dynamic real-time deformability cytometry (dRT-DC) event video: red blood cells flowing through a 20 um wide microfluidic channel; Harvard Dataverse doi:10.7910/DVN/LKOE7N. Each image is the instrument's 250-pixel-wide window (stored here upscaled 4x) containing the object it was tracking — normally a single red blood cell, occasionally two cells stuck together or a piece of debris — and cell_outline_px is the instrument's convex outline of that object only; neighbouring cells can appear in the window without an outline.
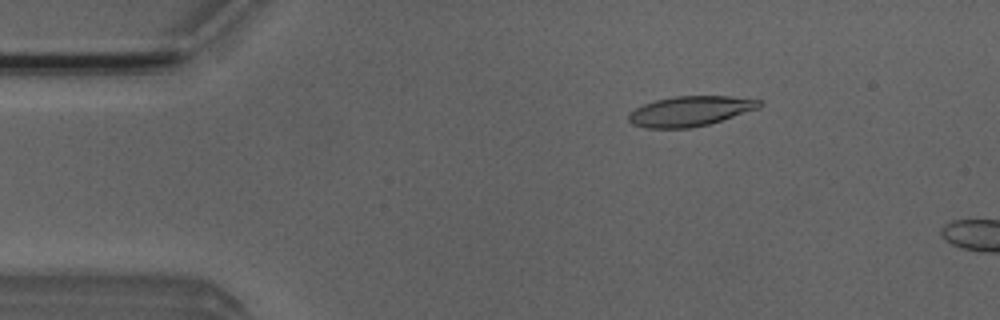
{"species": "Egyptian fruit bat (a non-hibernating species)", "species_latin": "Rousettus aegyptiacus", "temperature_condition": "room temperature", "stored_images_in_passage": 11, "camera_frame_rate_fps": 3000, "um_per_image_px": 0.085, "animal": {"sex": "male"}, "frame": {"image": 1, "passage_image": 8, "time_ms": 2.333, "image_size_px": [1000, 320], "cell_outline_px": [[764, 104], [760, 108], [708, 124], [692, 128], [644, 128], [632, 124], [628, 120], [628, 112], [644, 104], [656, 100], [676, 96], [728, 96], [760, 100]], "centroid_in_image_um": [58.65, 9.45], "position_along_channel_um": 26.3, "area_um2": 22.89}}